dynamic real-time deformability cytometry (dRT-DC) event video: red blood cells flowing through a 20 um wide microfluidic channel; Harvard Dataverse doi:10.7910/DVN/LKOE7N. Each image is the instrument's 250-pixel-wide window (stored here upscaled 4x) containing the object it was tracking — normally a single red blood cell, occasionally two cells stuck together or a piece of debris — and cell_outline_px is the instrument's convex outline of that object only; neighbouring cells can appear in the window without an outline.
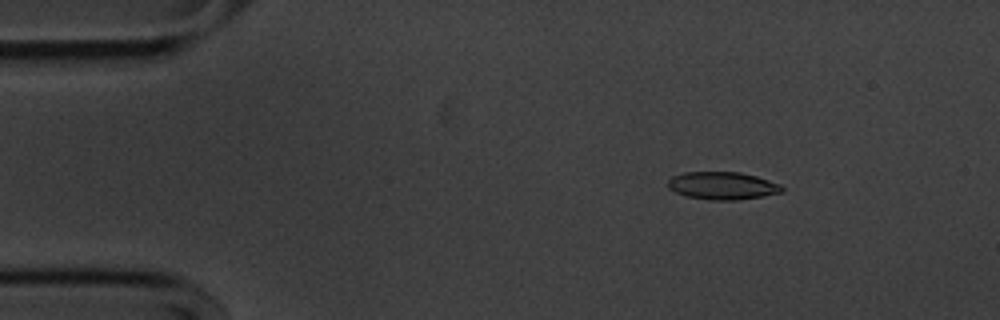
{"species": "common noctule bat (a hibernating species)", "species_latin": "Nyctalus noctula", "temperature_condition": "cold", "stored_images_in_passage": 43, "camera_frame_rate_fps": 3000, "um_per_image_px": 0.085, "animal": {"sex": "male", "body_mass_g": 20.1, "forearm_length_mm": 53.5}, "frame": {"image": 1, "passage_image": 6, "time_ms": 1.667, "image_size_px": [1000, 320], "cell_outline_px": [[784, 192], [764, 196], [736, 200], [712, 200], [684, 196], [668, 188], [668, 180], [672, 176], [684, 172], [740, 172], [756, 176], [780, 184], [784, 188]], "centroid_in_image_um": [61.41, 15.79], "position_along_channel_um": 23.6, "area_um2": 18.5}}
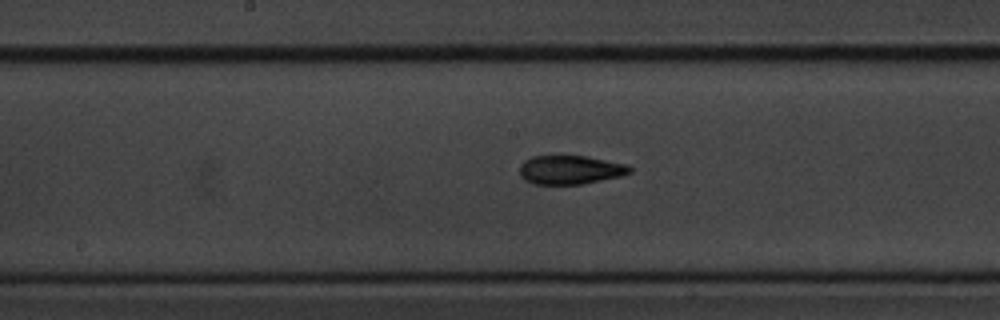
{"frame": {"image": 2, "passage_image": 26, "time_ms": 8.333, "image_size_px": [1000, 320], "cell_outline_px": [[632, 172], [620, 176], [584, 184], [532, 184], [524, 180], [520, 176], [520, 164], [524, 160], [532, 156], [588, 156], [628, 164], [632, 168]], "centroid_in_image_um": [48.47, 14.43], "position_along_channel_um": 199.7, "area_um2": 18.73}}
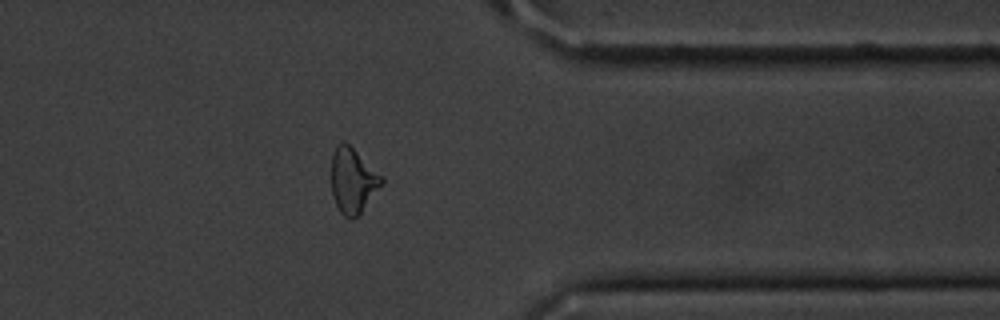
{"frame": {"image": 3, "passage_image": 42, "time_ms": 13.667, "image_size_px": [1000, 320], "cell_outline_px": [[384, 184], [360, 212], [352, 220], [348, 220], [340, 212], [336, 204], [332, 192], [332, 156], [336, 148], [344, 140], [384, 176]], "centroid_in_image_um": [30.03, 15.36], "position_along_channel_um": 381.4, "area_um2": 19.02}}